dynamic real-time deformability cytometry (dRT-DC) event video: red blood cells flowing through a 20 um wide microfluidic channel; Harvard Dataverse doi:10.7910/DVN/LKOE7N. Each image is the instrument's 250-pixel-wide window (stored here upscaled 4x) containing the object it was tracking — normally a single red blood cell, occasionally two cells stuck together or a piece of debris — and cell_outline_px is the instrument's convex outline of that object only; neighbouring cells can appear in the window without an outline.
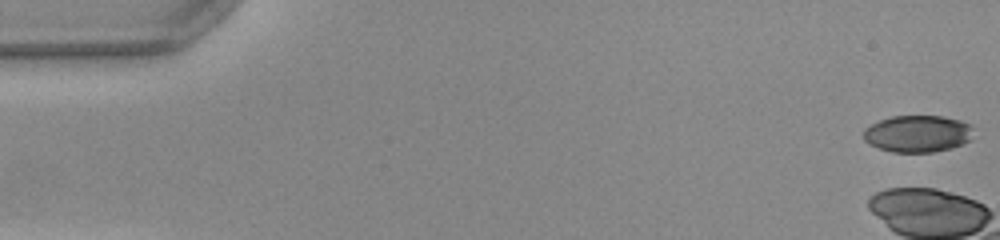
{"species": "common noctule bat (a hibernating species)", "species_latin": "Nyctalus noctula", "temperature_condition": "warm", "stored_images_in_passage": 7, "camera_frame_rate_fps": 3000, "um_per_image_px": 0.085, "animal": {"sex": "female", "body_mass_g": 22.0, "forearm_length_mm": 56.7}, "frame": {"image": 1, "passage_image": 1, "time_ms": 0.0, "image_size_px": [1000, 240], "cell_outline_px": [[972, 128], [968, 140], [960, 144], [948, 148], [932, 152], [892, 152], [868, 144], [864, 140], [864, 128], [880, 120], [892, 116], [944, 116], [960, 120], [972, 124]], "centroid_in_image_um": [77.96, 11.35], "position_along_channel_um": 7.0, "area_um2": 23.41}}